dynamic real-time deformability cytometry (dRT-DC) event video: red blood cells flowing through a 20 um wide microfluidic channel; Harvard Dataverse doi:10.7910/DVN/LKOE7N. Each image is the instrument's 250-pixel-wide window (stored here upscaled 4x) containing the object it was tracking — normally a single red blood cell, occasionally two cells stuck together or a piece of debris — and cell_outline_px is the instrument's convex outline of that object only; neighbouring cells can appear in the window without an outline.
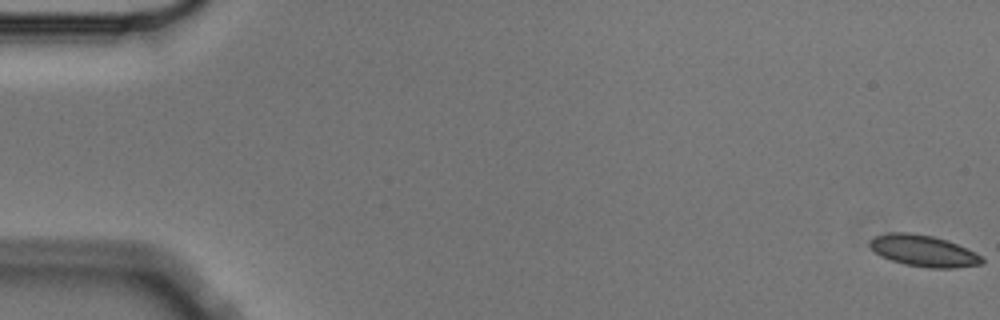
{"species": "Egyptian fruit bat (a non-hibernating species)", "species_latin": "Rousettus aegyptiacus", "temperature_condition": "cold", "stored_images_in_passage": 5, "camera_frame_rate_fps": 3000, "um_per_image_px": 0.085, "animal": {"sex": "male"}, "frame": {"image": 1, "passage_image": 1, "time_ms": 0.0, "image_size_px": [1000, 320], "cell_outline_px": [[984, 264], [956, 268], [928, 268], [904, 264], [880, 256], [868, 244], [868, 240], [872, 236], [888, 232], [908, 232], [932, 236], [948, 240], [980, 256], [984, 260]], "centroid_in_image_um": [78.45, 21.32], "position_along_channel_um": 6.6, "area_um2": 20.58}}
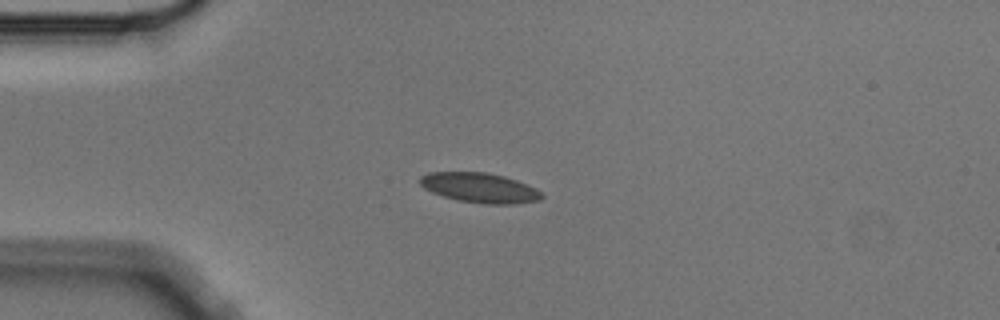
{"frame": {"image": 2, "passage_image": 5, "time_ms": 1.333, "image_size_px": [1000, 320], "cell_outline_px": [[544, 196], [540, 200], [516, 204], [484, 204], [456, 200], [432, 192], [424, 188], [420, 184], [420, 176], [428, 172], [484, 172], [504, 176], [516, 180], [536, 188]], "centroid_in_image_um": [40.78, 15.96], "position_along_channel_um": 44.2, "area_um2": 21.21}}